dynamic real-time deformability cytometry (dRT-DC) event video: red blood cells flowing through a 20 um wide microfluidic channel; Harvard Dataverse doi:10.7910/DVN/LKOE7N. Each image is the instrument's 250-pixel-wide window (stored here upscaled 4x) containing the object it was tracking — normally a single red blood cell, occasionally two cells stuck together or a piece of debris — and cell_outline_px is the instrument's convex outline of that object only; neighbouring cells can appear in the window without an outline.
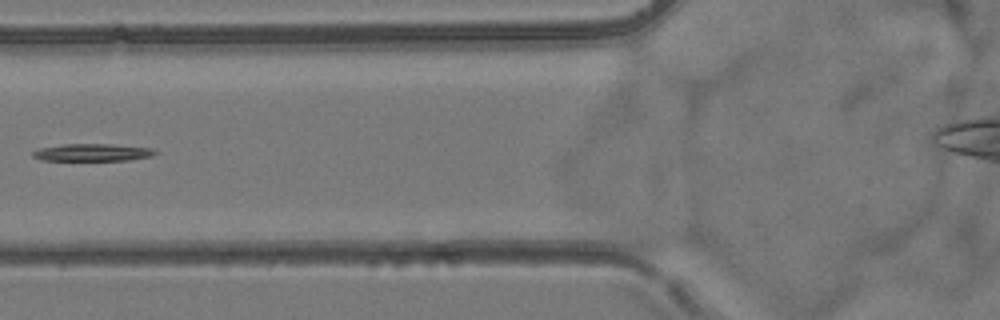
{"species": "common noctule bat (a hibernating species)", "species_latin": "Nyctalus noctula", "temperature_condition": "room temperature", "stored_images_in_passage": 6, "segment_of_instrument_passage": [1, 2], "camera_frame_rate_fps": 3000, "um_per_image_px": 0.085, "animal": {"sex": "female", "body_mass_g": 24.6, "forearm_length_mm": 56.2}, "frame": {"image": 1, "passage_image": 5, "time_ms": 4.667, "image_size_px": [1000, 320], "cell_outline_px": [[160, 152], [152, 156], [128, 160], [40, 160], [32, 156], [32, 152], [40, 148], [64, 144], [112, 144], [152, 148]], "centroid_in_image_um": [7.9, 12.95], "position_along_channel_um": 117.9, "area_um2": 12.37}}